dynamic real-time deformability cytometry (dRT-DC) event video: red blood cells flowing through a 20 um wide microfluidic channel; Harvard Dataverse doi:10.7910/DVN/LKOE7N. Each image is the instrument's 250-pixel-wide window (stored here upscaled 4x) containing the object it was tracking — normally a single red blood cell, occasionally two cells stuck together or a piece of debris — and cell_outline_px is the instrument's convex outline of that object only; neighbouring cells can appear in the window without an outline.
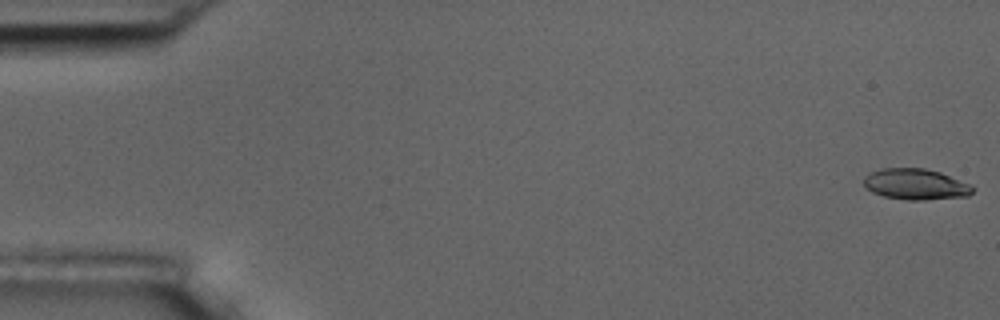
{"species": "common noctule bat (a hibernating species)", "species_latin": "Nyctalus noctula", "temperature_condition": "room temperature", "stored_images_in_passage": 11, "camera_frame_rate_fps": 3000, "um_per_image_px": 0.085, "animal": {"sex": "male", "body_mass_g": 17.5, "forearm_length_mm": 52.3}, "frame": {"image": 1, "passage_image": 1, "time_ms": 0.0, "image_size_px": [1000, 320], "cell_outline_px": [[976, 188], [968, 196], [924, 200], [908, 200], [884, 196], [872, 192], [864, 188], [864, 176], [880, 168], [924, 168], [940, 172], [968, 184]], "centroid_in_image_um": [77.8, 15.66], "position_along_channel_um": 7.2, "area_um2": 19.59}}
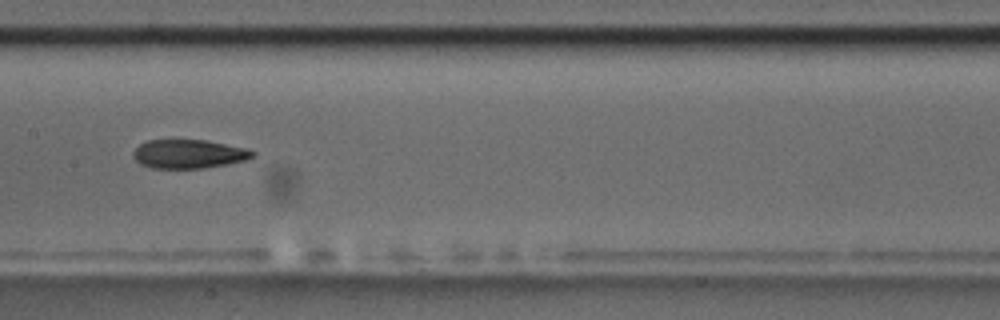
{"frame": {"image": 2, "passage_image": 8, "time_ms": 9.0, "image_size_px": [1000, 320], "cell_outline_px": [[256, 156], [244, 160], [228, 164], [204, 168], [152, 168], [140, 164], [132, 156], [132, 152], [140, 144], [148, 140], [204, 140], [248, 148], [256, 152]], "centroid_in_image_um": [16.06, 13.09], "position_along_channel_um": 191.3, "area_um2": 20.11}}
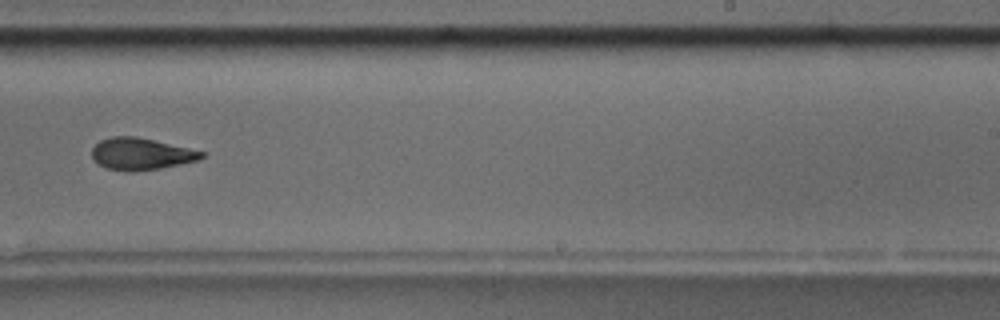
{"frame": {"image": 3, "passage_image": 10, "time_ms": 11.333, "image_size_px": [1000, 320], "cell_outline_px": [[204, 156], [200, 160], [160, 168], [104, 168], [92, 160], [92, 148], [100, 140], [112, 136], [136, 136], [188, 148], [204, 152]], "centroid_in_image_um": [11.97, 13.03], "position_along_channel_um": 277.0, "area_um2": 19.59}}